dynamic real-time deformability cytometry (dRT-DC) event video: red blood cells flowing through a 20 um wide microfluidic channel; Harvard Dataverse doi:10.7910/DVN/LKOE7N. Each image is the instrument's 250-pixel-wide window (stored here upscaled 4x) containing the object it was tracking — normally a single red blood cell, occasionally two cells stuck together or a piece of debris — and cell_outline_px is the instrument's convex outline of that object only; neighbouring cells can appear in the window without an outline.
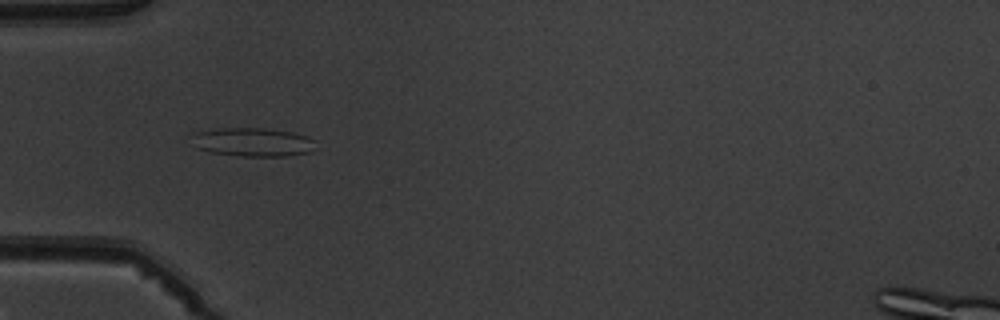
{"species": "common noctule bat (a hibernating species)", "species_latin": "Nyctalus noctula", "temperature_condition": "warm", "stored_images_in_passage": 5, "camera_frame_rate_fps": 3000, "um_per_image_px": 0.085, "animal": {"sex": "male", "body_mass_g": 19.5, "forearm_length_mm": 54.6}, "frame": {"image": 1, "passage_image": 4, "time_ms": 3.667, "image_size_px": [1000, 320], "cell_outline_px": [[316, 140], [312, 152], [288, 156], [236, 156], [212, 152], [196, 148], [192, 136], [196, 132], [220, 128], [264, 128], [292, 132], [308, 136]], "centroid_in_image_um": [21.54, 12.08], "position_along_channel_um": 63.5, "area_um2": 20.81}}
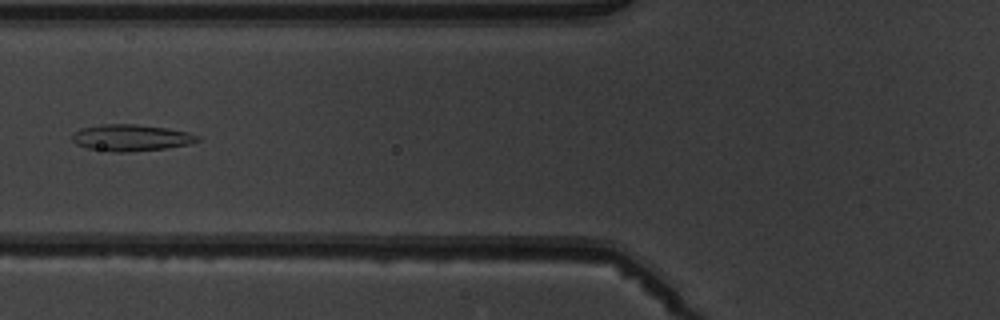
{"frame": {"image": 2, "passage_image": 5, "time_ms": 5.0, "image_size_px": [1000, 320], "cell_outline_px": [[200, 140], [188, 144], [164, 148], [128, 152], [112, 152], [88, 148], [76, 144], [72, 140], [72, 132], [80, 128], [100, 124], [136, 124], [164, 128], [188, 132], [200, 136]], "centroid_in_image_um": [11.09, 11.7], "position_along_channel_um": 114.7, "area_um2": 19.36}}